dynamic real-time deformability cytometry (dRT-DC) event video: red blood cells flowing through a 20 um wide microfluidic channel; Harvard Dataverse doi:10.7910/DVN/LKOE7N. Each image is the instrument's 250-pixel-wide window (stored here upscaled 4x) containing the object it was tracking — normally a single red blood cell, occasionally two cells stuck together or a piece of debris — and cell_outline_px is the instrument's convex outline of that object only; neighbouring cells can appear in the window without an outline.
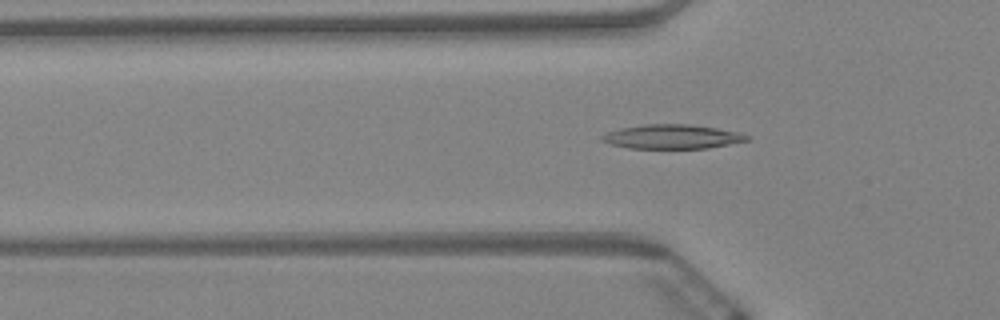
{"species": "Egyptian fruit bat (a non-hibernating species)", "species_latin": "Rousettus aegyptiacus", "temperature_condition": "warm", "stored_images_in_passage": 61, "camera_frame_rate_fps": 3000, "um_per_image_px": 0.085, "animal": {"sex": "female"}, "frame": {"image": 1, "passage_image": 20, "time_ms": 6.333, "image_size_px": [1000, 320], "cell_outline_px": [[748, 140], [708, 148], [628, 148], [612, 144], [600, 140], [600, 136], [608, 132], [620, 128], [644, 124], [688, 124], [716, 128], [736, 132], [748, 136]], "centroid_in_image_um": [57.07, 11.61], "position_along_channel_um": 68.7, "area_um2": 20.17}}
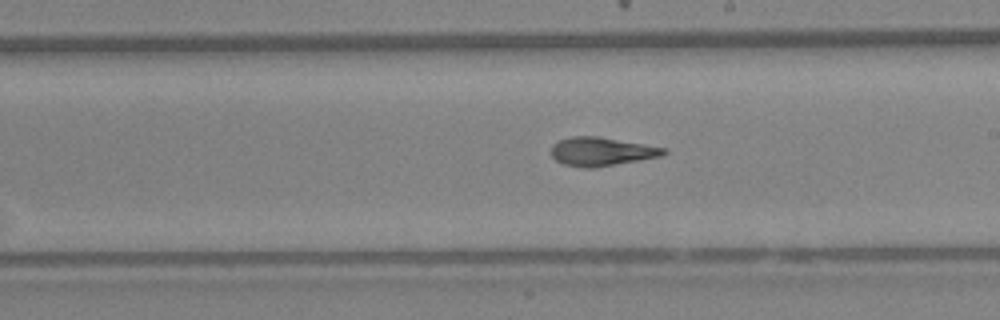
{"frame": {"image": 2, "passage_image": 35, "time_ms": 11.333, "image_size_px": [1000, 320], "cell_outline_px": [[668, 152], [660, 156], [592, 168], [584, 168], [564, 164], [556, 160], [552, 156], [552, 144], [560, 140], [572, 136], [596, 136], [668, 148]], "centroid_in_image_um": [51.12, 12.87], "position_along_channel_um": 237.9, "area_um2": 18.5}}
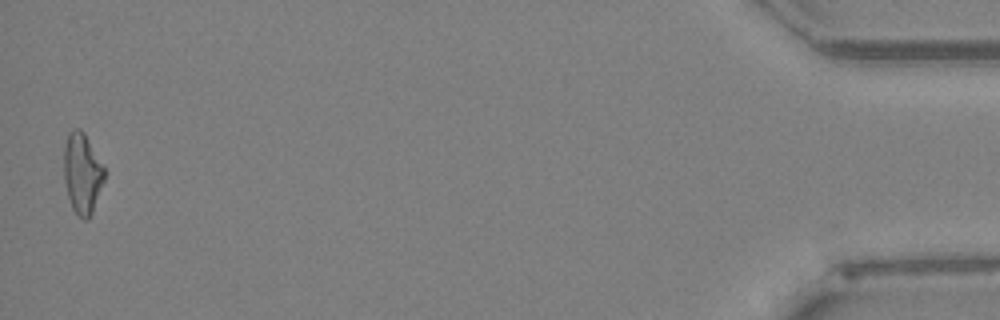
{"frame": {"image": 3, "passage_image": 60, "time_ms": 19.667, "image_size_px": [1000, 320], "cell_outline_px": [[104, 180], [92, 212], [88, 220], [84, 220], [72, 208], [68, 196], [64, 180], [64, 148], [68, 132], [72, 128], [80, 128], [84, 132], [104, 168]], "centroid_in_image_um": [6.97, 14.71], "position_along_channel_um": 428.2, "area_um2": 18.79}, "authors_computed_cell_mechanics": {"area_um2": 19.1318, "velocity_mm_per_s": 3.3914, "shape_relaxation_time_tau1_ms": 5.9913, "shape_relaxation_time_tau2_ms": 3.6881, "deformation_change_tau1": 0.1907, "deformation_change_tau2": 0.1041}}